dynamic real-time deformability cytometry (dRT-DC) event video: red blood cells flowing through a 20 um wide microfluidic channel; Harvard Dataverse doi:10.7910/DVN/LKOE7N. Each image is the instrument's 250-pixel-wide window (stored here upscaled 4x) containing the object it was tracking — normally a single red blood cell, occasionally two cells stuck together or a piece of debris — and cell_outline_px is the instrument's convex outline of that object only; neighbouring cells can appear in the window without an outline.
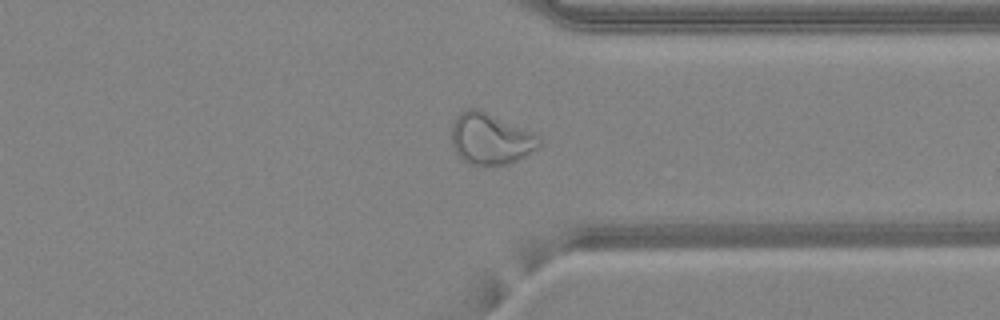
{"species": "common noctule bat (a hibernating species)", "species_latin": "Nyctalus noctula", "temperature_condition": "warm", "stored_images_in_passage": 46, "camera_frame_rate_fps": 3000, "um_per_image_px": 0.085, "animal": {"sex": "female", "body_mass_g": 24.6, "forearm_length_mm": 56.2}, "frame": {"image": 1, "passage_image": 35, "time_ms": 11.333, "image_size_px": [1000, 320], "cell_outline_px": [[540, 148], [508, 164], [468, 164], [456, 152], [452, 144], [452, 124], [456, 116], [464, 108], [476, 108], [532, 132], [540, 140]], "centroid_in_image_um": [41.67, 11.79], "position_along_channel_um": 369.7, "area_um2": 25.72}}
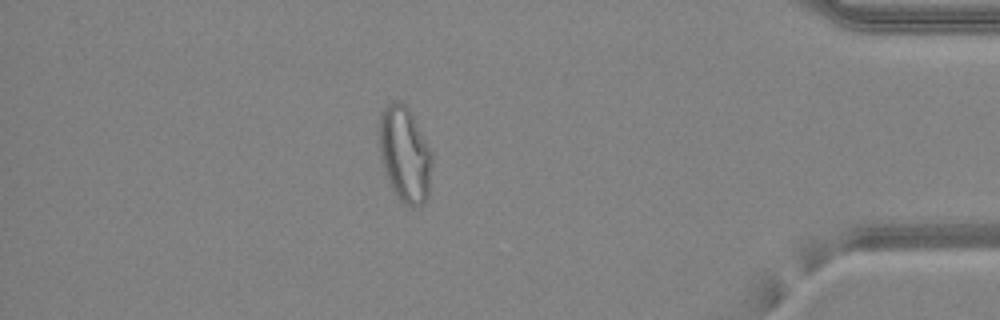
{"frame": {"image": 2, "passage_image": 40, "time_ms": 13.0, "image_size_px": [1000, 320], "cell_outline_px": [[432, 164], [428, 196], [420, 204], [404, 204], [396, 196], [388, 180], [384, 168], [380, 152], [380, 112], [388, 104], [396, 100], [404, 104], [412, 112], [432, 152]], "centroid_in_image_um": [34.42, 13.08], "position_along_channel_um": 400.8, "area_um2": 29.07}, "authors_computed_cell_mechanics": {"area_um2": 28.4954, "velocity_mm_per_s": 4.2611, "shape_relaxation_time_tau1_ms": null, "shape_relaxation_time_tau2_ms": 1.2271, "deformation_change_tau1": null, "deformation_change_tau2": 0.084}}